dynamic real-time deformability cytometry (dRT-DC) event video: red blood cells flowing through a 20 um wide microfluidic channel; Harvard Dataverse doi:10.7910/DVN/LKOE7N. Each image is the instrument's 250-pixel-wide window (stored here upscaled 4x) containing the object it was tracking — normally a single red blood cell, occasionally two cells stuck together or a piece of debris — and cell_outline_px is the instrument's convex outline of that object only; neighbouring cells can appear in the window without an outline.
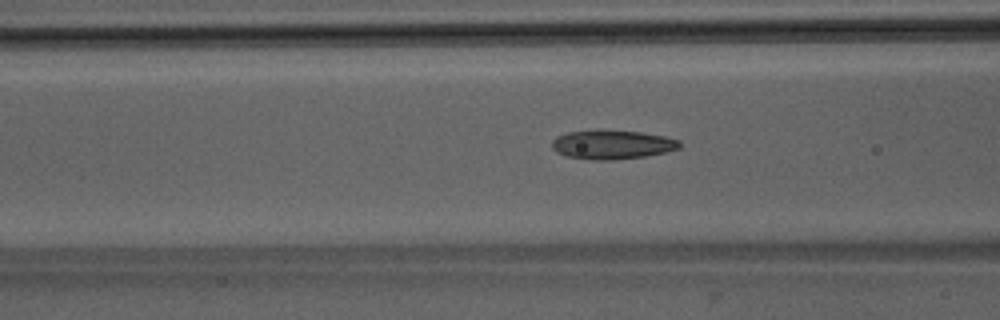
{"species": "Egyptian fruit bat (a non-hibernating species)", "species_latin": "Rousettus aegyptiacus", "temperature_condition": "room temperature", "stored_images_in_passage": 50, "camera_frame_rate_fps": 3000, "um_per_image_px": 0.085, "animal": {"sex": "male"}, "frame": {"image": 1, "passage_image": 19, "time_ms": 6.0, "image_size_px": [1000, 320], "cell_outline_px": [[680, 148], [664, 152], [644, 156], [612, 160], [592, 160], [564, 156], [556, 152], [552, 148], [552, 140], [556, 136], [568, 132], [596, 128], [640, 132], [664, 136], [680, 140]], "centroid_in_image_um": [51.97, 12.27], "position_along_channel_um": 114.6, "area_um2": 22.02}}
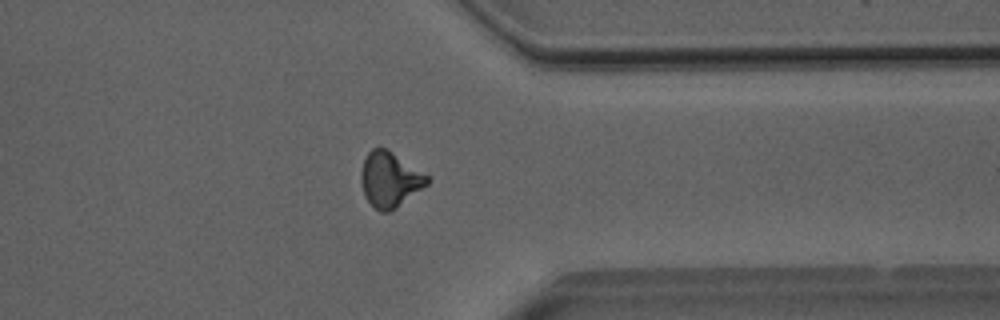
{"frame": {"image": 2, "passage_image": 39, "time_ms": 12.667, "image_size_px": [1000, 320], "cell_outline_px": [[432, 180], [428, 184], [396, 208], [388, 212], [380, 212], [364, 196], [360, 180], [360, 172], [364, 160], [368, 152], [372, 148], [388, 148], [432, 176]], "centroid_in_image_um": [33.18, 15.23], "position_along_channel_um": 378.2, "area_um2": 21.73}}
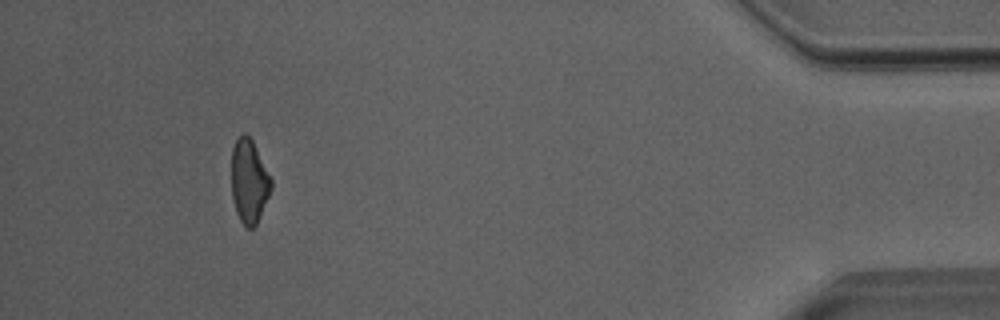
{"frame": {"image": 3, "passage_image": 46, "time_ms": 15.0, "image_size_px": [1000, 320], "cell_outline_px": [[272, 188], [256, 224], [252, 228], [248, 228], [240, 220], [236, 212], [232, 196], [232, 148], [236, 140], [244, 132], [252, 140], [272, 180]], "centroid_in_image_um": [21.17, 15.4], "position_along_channel_um": 414.0, "area_um2": 19.02}, "authors_computed_cell_mechanics": {"area_um2": 20.7502, "velocity_mm_per_s": 4.0309, "shape_relaxation_time_tau1_ms": 6.1897, "shape_relaxation_time_tau2_ms": 2.0694, "deformation_change_tau1": 0.1659, "deformation_change_tau2": 0.0891}}